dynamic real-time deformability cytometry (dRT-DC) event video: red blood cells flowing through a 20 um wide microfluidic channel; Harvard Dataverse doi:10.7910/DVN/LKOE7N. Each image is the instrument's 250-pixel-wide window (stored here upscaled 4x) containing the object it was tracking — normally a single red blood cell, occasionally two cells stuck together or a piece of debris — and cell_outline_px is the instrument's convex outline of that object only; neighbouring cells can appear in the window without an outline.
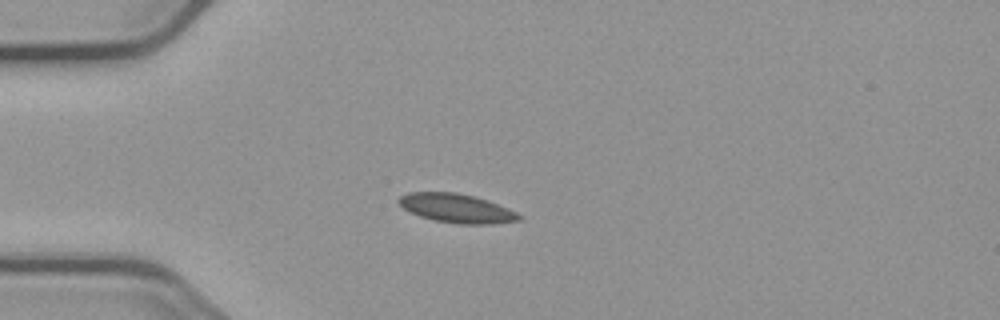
{"species": "common noctule bat (a hibernating species)", "species_latin": "Nyctalus noctula", "temperature_condition": "cold", "stored_images_in_passage": 42, "camera_frame_rate_fps": 3000, "um_per_image_px": 0.085, "animal": {"sex": "male", "body_mass_g": 23.1, "forearm_length_mm": 52.7}, "frame": {"image": 1, "passage_image": 1, "time_ms": 0.0, "image_size_px": [1000, 320], "cell_outline_px": [[524, 216], [520, 220], [492, 224], [456, 224], [432, 220], [420, 216], [404, 208], [396, 200], [400, 196], [408, 192], [456, 192], [472, 196], [508, 208]], "centroid_in_image_um": [38.8, 17.71], "position_along_channel_um": 46.2, "area_um2": 20.17}}
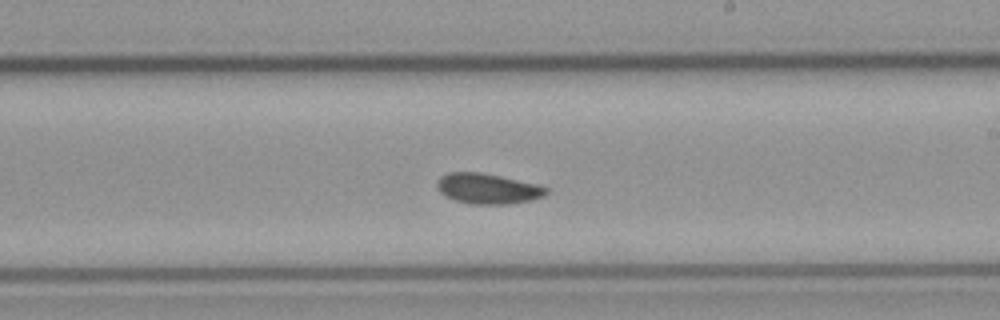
{"frame": {"image": 2, "passage_image": 19, "time_ms": 6.0, "image_size_px": [1000, 320], "cell_outline_px": [[548, 192], [544, 196], [532, 200], [508, 204], [472, 204], [456, 200], [444, 196], [440, 192], [436, 184], [440, 176], [448, 172], [480, 172], [500, 176], [536, 184], [548, 188]], "centroid_in_image_um": [41.44, 16.03], "position_along_channel_um": 247.6, "area_um2": 19.31}}
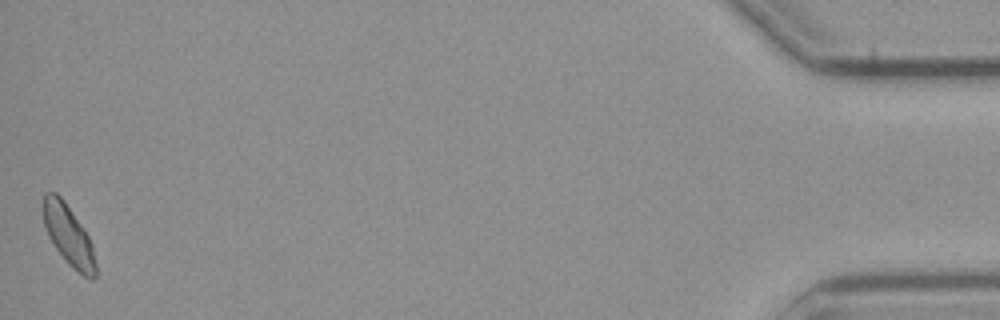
{"frame": {"image": 3, "passage_image": 42, "time_ms": 13.667, "image_size_px": [1000, 320], "cell_outline_px": [[96, 276], [92, 280], [88, 280], [72, 268], [68, 264], [56, 248], [48, 236], [44, 224], [44, 192], [56, 192], [64, 200], [88, 236], [92, 248], [96, 264]], "centroid_in_image_um": [5.83, 20.04], "position_along_channel_um": 429.4, "area_um2": 18.15}, "authors_computed_cell_mechanics": {"area_um2": 18.9006, "velocity_mm_per_s": 3.6612, "shape_relaxation_time_tau1_ms": 4.0552, "shape_relaxation_time_tau2_ms": null, "deformation_change_tau1": 0.0709, "deformation_change_tau2": null}}